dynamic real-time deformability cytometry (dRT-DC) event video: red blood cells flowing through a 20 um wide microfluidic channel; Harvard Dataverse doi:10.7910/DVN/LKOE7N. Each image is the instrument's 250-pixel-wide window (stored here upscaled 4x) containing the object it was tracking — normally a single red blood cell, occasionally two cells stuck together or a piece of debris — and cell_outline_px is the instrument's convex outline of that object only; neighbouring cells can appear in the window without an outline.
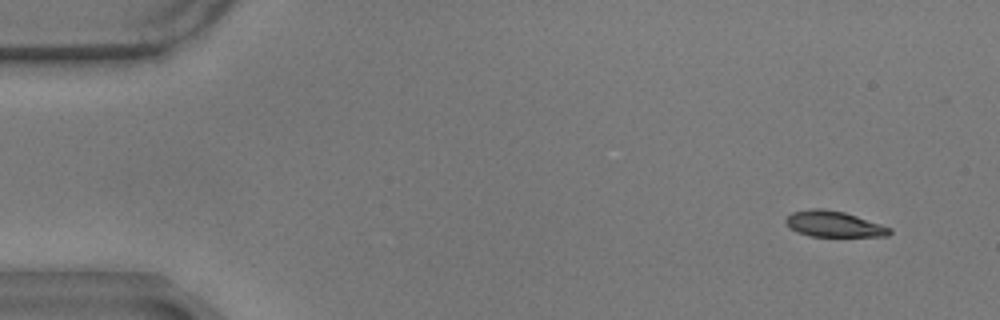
{"species": "common noctule bat (a hibernating species)", "species_latin": "Nyctalus noctula", "temperature_condition": "warm", "stored_images_in_passage": 15, "camera_frame_rate_fps": 3000, "um_per_image_px": 0.085, "animal": {"sex": "male", "body_mass_g": 17.9}, "frame": {"image": 1, "passage_image": 5, "time_ms": 1.333, "image_size_px": [1000, 320], "cell_outline_px": [[892, 232], [888, 236], [808, 236], [796, 232], [784, 220], [792, 212], [812, 208], [824, 208], [844, 212], [892, 228]], "centroid_in_image_um": [70.87, 19.04], "position_along_channel_um": 14.1, "area_um2": 15.55}}